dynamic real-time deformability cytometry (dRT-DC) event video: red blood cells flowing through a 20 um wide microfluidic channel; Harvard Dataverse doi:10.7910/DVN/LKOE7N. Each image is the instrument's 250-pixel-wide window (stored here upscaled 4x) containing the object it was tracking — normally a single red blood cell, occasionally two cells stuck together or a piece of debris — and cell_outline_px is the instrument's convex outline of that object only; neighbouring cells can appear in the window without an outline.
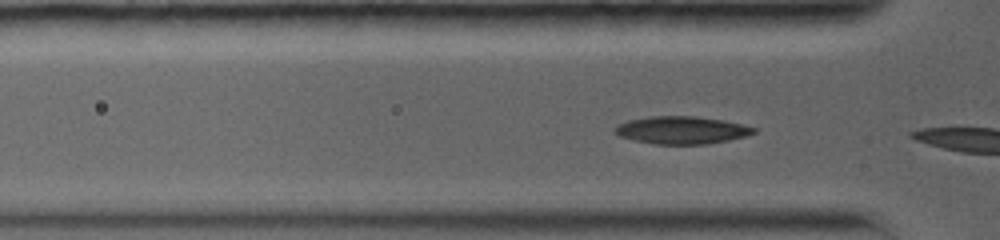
{"species": "common noctule bat (a hibernating species)", "species_latin": "Nyctalus noctula", "temperature_condition": "warm", "stored_images_in_passage": 6, "camera_frame_rate_fps": 5000, "um_per_image_px": 0.085, "animal": {"sex": "female", "body_mass_g": 19.0, "forearm_length_mm": 56.7}, "frame": {"image": 1, "passage_image": 4, "time_ms": 0.6, "image_size_px": [1000, 240], "cell_outline_px": [[756, 132], [744, 136], [728, 140], [704, 144], [656, 144], [636, 140], [620, 136], [616, 132], [616, 128], [620, 124], [628, 120], [648, 116], [696, 116], [720, 120], [740, 124], [756, 128]], "centroid_in_image_um": [57.94, 11.05], "position_along_channel_um": 67.9, "area_um2": 21.85}}